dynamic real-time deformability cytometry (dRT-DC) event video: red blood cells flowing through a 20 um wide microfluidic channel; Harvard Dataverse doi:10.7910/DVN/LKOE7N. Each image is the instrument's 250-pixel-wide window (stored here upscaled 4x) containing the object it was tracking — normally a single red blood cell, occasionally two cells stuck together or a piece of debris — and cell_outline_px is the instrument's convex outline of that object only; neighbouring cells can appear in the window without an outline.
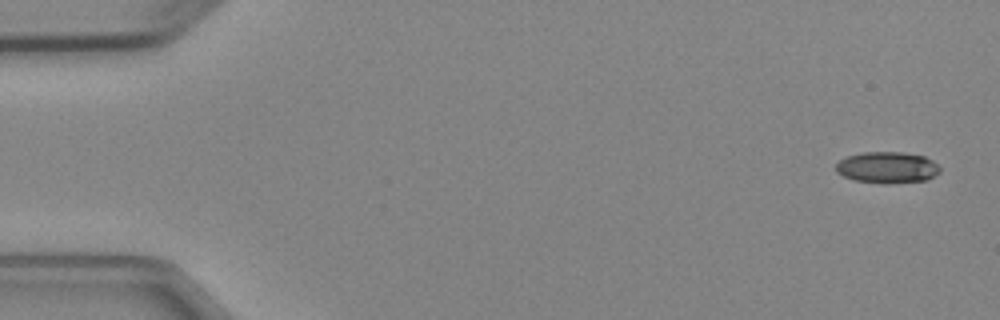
{"species": "Egyptian fruit bat (a non-hibernating species)", "species_latin": "Rousettus aegyptiacus", "temperature_condition": "cold", "stored_images_in_passage": 4, "camera_frame_rate_fps": 3000, "um_per_image_px": 0.085, "animal": {"sex": "female"}, "frame": {"image": 1, "passage_image": 1, "time_ms": 0.0, "image_size_px": [1000, 320], "cell_outline_px": [[940, 172], [928, 180], [888, 184], [884, 184], [852, 180], [836, 172], [836, 164], [840, 160], [848, 156], [864, 152], [900, 152], [924, 156], [932, 160], [940, 168]], "centroid_in_image_um": [75.42, 14.25], "position_along_channel_um": 9.6, "area_um2": 19.13}}
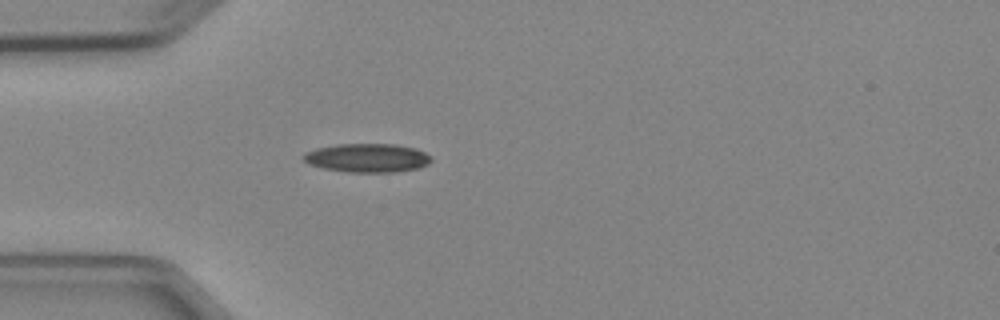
{"frame": {"image": 2, "passage_image": 4, "time_ms": 4.333, "image_size_px": [1000, 320], "cell_outline_px": [[432, 160], [428, 164], [420, 168], [396, 172], [348, 172], [324, 168], [308, 164], [300, 156], [304, 152], [316, 148], [336, 144], [396, 144], [416, 148], [432, 156]], "centroid_in_image_um": [31.22, 13.42], "position_along_channel_um": 53.8, "area_um2": 21.68}}